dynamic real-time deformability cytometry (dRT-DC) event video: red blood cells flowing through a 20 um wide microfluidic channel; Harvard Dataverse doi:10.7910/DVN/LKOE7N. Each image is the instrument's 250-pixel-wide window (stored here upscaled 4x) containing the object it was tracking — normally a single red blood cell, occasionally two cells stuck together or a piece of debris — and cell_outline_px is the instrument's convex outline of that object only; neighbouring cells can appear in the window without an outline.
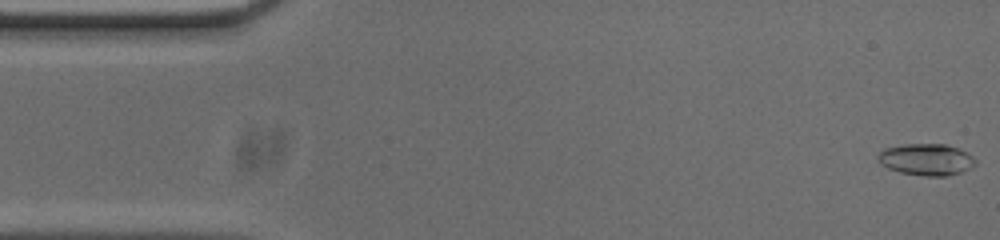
{"species": "common noctule bat (a hibernating species)", "species_latin": "Nyctalus noctula", "temperature_condition": "cold", "stored_images_in_passage": 46, "camera_frame_rate_fps": 3000, "um_per_image_px": 0.085, "animal": {"sex": "male", "body_mass_g": 20.0, "forearm_length_mm": 53.3}, "frame": {"image": 1, "passage_image": 1, "time_ms": 0.0, "image_size_px": [1000, 240], "cell_outline_px": [[976, 164], [960, 172], [948, 176], [924, 176], [900, 172], [888, 168], [880, 164], [876, 156], [884, 148], [904, 144], [944, 144], [960, 148], [968, 152], [976, 160]], "centroid_in_image_um": [78.73, 13.55], "position_along_channel_um": 6.3, "area_um2": 18.09}}
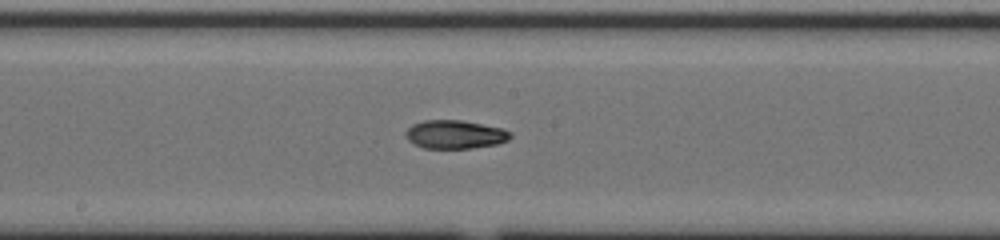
{"frame": {"image": 2, "passage_image": 27, "time_ms": 8.667, "image_size_px": [1000, 240], "cell_outline_px": [[512, 136], [508, 140], [496, 144], [472, 148], [424, 148], [408, 140], [404, 132], [412, 124], [424, 120], [460, 120], [500, 128], [512, 132]], "centroid_in_image_um": [38.66, 11.42], "position_along_channel_um": 209.5, "area_um2": 17.22}}
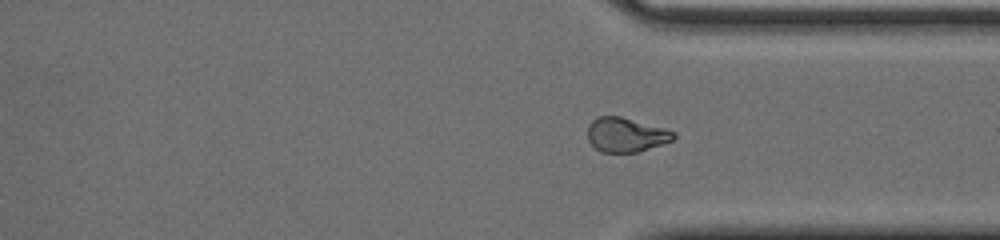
{"frame": {"image": 3, "passage_image": 39, "time_ms": 12.667, "image_size_px": [1000, 240], "cell_outline_px": [[676, 136], [672, 140], [636, 152], [600, 152], [588, 140], [588, 124], [596, 116], [620, 116], [664, 128], [676, 132]], "centroid_in_image_um": [53.17, 11.44], "position_along_channel_um": 358.2, "area_um2": 17.05}, "authors_computed_cell_mechanics": {"area_um2": 17.0799, "velocity_mm_per_s": 3.7214, "shape_relaxation_time_tau1_ms": null, "shape_relaxation_time_tau2_ms": 7.7363, "deformation_change_tau1": null, "deformation_change_tau2": 0.1409}}